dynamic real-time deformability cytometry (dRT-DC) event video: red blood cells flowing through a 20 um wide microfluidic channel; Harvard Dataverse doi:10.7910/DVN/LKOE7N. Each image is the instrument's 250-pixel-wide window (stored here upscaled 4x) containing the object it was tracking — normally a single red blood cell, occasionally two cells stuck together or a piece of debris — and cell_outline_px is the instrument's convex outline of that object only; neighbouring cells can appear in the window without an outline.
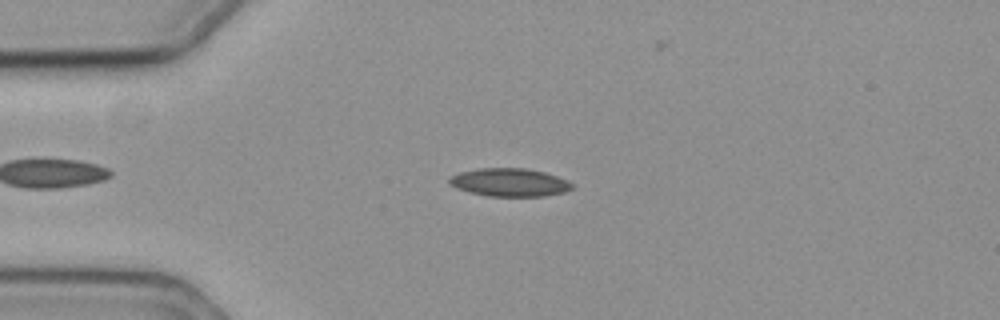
{"species": "common noctule bat (a hibernating species)", "species_latin": "Nyctalus noctula", "temperature_condition": "cold", "stored_images_in_passage": 56, "camera_frame_rate_fps": 3000, "um_per_image_px": 0.085, "animal": {"sex": "female", "body_mass_g": 19.3, "forearm_length_mm": 54.1}, "frame": {"image": 1, "passage_image": 11, "time_ms": 3.333, "image_size_px": [1000, 320], "cell_outline_px": [[576, 184], [572, 188], [564, 192], [544, 196], [488, 196], [468, 192], [456, 188], [448, 184], [448, 176], [460, 172], [480, 168], [528, 168], [544, 172], [568, 180]], "centroid_in_image_um": [43.3, 15.5], "position_along_channel_um": 41.7, "area_um2": 20.35}}
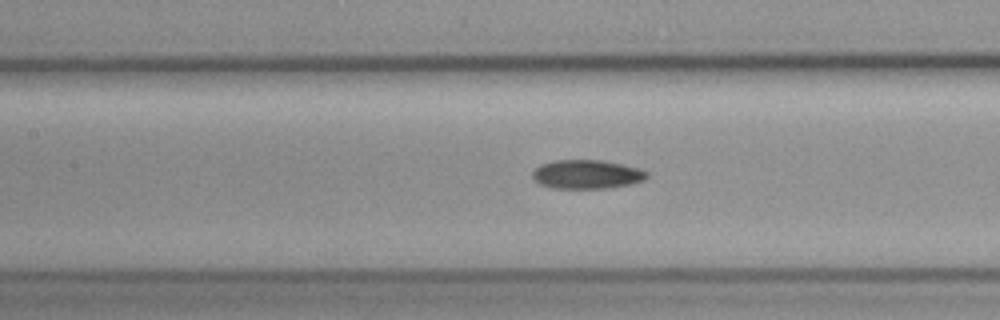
{"frame": {"image": 2, "passage_image": 23, "time_ms": 7.333, "image_size_px": [1000, 320], "cell_outline_px": [[648, 176], [644, 180], [632, 184], [608, 188], [548, 188], [532, 180], [532, 172], [540, 164], [552, 160], [600, 160], [640, 168], [648, 172]], "centroid_in_image_um": [49.85, 14.82], "position_along_channel_um": 157.6, "area_um2": 19.48}}
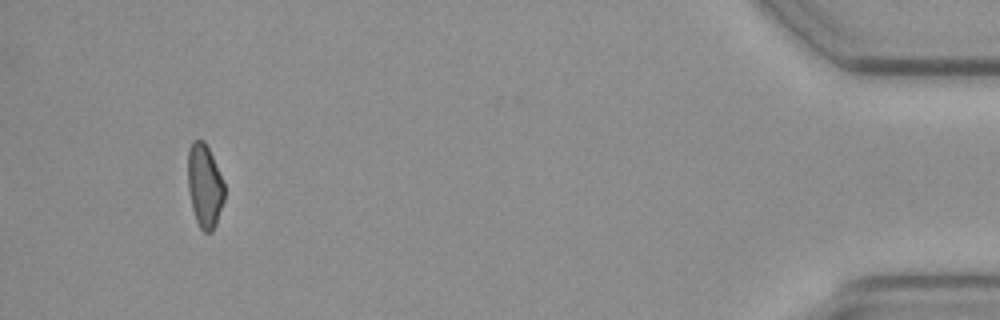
{"frame": {"image": 3, "passage_image": 52, "time_ms": 17.0, "image_size_px": [1000, 320], "cell_outline_px": [[224, 200], [216, 224], [212, 232], [204, 232], [200, 228], [196, 220], [192, 208], [188, 188], [188, 148], [192, 140], [204, 140], [212, 156], [224, 184]], "centroid_in_image_um": [17.38, 15.8], "position_along_channel_um": 417.8, "area_um2": 17.69}}